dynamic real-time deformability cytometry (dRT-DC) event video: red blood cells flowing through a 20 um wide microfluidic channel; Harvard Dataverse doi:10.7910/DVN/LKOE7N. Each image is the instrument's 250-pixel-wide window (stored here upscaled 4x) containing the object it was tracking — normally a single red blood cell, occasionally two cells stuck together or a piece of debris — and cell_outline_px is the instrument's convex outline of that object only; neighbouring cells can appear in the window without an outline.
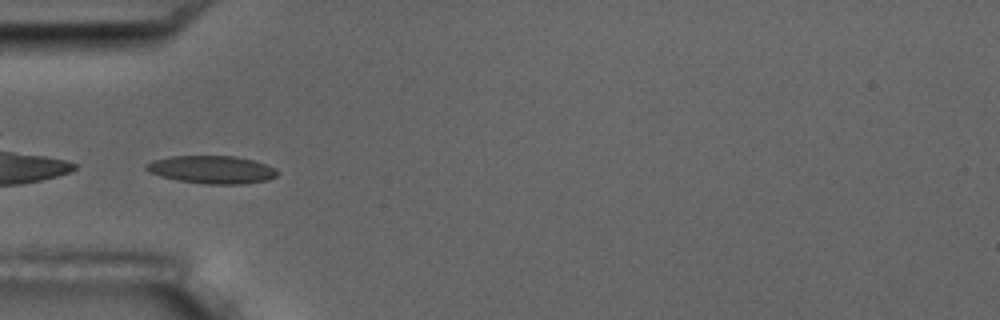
{"species": "common noctule bat (a hibernating species)", "species_latin": "Nyctalus noctula", "temperature_condition": "room temperature", "stored_images_in_passage": 8, "camera_frame_rate_fps": 3000, "um_per_image_px": 0.085, "animal": {"sex": "male", "body_mass_g": 17.5, "forearm_length_mm": 52.3}, "frame": {"image": 1, "passage_image": 6, "time_ms": 6.333, "image_size_px": [1000, 320], "cell_outline_px": [[276, 176], [268, 180], [240, 184], [204, 184], [176, 180], [160, 176], [148, 172], [144, 168], [144, 164], [152, 160], [172, 156], [236, 156], [252, 160], [276, 168]], "centroid_in_image_um": [17.94, 14.42], "position_along_channel_um": 67.1, "area_um2": 21.33}}